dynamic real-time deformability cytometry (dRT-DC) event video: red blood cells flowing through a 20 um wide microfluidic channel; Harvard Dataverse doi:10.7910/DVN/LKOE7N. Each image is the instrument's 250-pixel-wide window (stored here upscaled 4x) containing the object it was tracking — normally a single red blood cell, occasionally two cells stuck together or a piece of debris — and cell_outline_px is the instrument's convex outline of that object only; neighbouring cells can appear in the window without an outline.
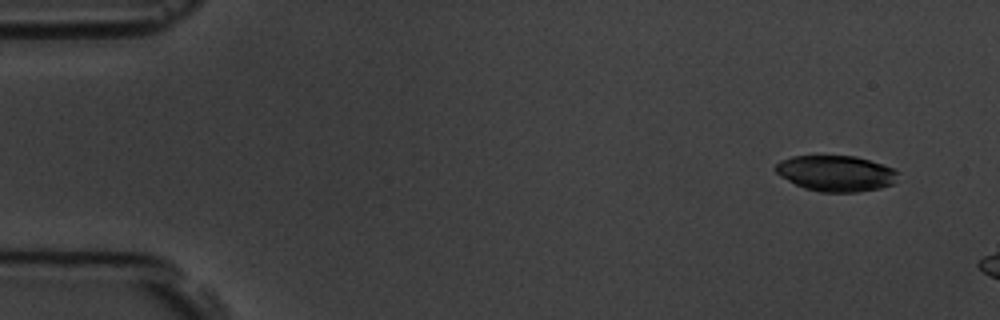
{"species": "common noctule bat (a hibernating species)", "species_latin": "Nyctalus noctula", "temperature_condition": "room temperature", "stored_images_in_passage": 3, "camera_frame_rate_fps": 3000, "um_per_image_px": 0.085, "animal": {"sex": "male", "body_mass_g": 19.5, "forearm_length_mm": 54.6}, "frame": {"image": 1, "passage_image": 1, "time_ms": 0.0, "image_size_px": [1000, 320], "cell_outline_px": [[896, 172], [892, 184], [880, 188], [856, 192], [820, 192], [804, 188], [780, 176], [776, 172], [776, 164], [780, 160], [792, 156], [856, 156], [884, 164], [892, 168]], "centroid_in_image_um": [71.02, 14.73], "position_along_channel_um": 14.0, "area_um2": 25.32}}